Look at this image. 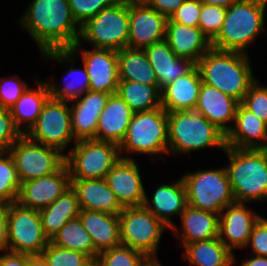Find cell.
Returning a JSON list of instances; mask_svg holds the SVG:
<instances>
[{
    "instance_id": "cell-1",
    "label": "cell",
    "mask_w": 267,
    "mask_h": 266,
    "mask_svg": "<svg viewBox=\"0 0 267 266\" xmlns=\"http://www.w3.org/2000/svg\"><path fill=\"white\" fill-rule=\"evenodd\" d=\"M17 22L40 52L70 49L80 35V26L72 16L68 0H32Z\"/></svg>"
},
{
    "instance_id": "cell-2",
    "label": "cell",
    "mask_w": 267,
    "mask_h": 266,
    "mask_svg": "<svg viewBox=\"0 0 267 266\" xmlns=\"http://www.w3.org/2000/svg\"><path fill=\"white\" fill-rule=\"evenodd\" d=\"M249 59L246 53L211 48L196 63V67L202 83L241 102L257 80Z\"/></svg>"
},
{
    "instance_id": "cell-3",
    "label": "cell",
    "mask_w": 267,
    "mask_h": 266,
    "mask_svg": "<svg viewBox=\"0 0 267 266\" xmlns=\"http://www.w3.org/2000/svg\"><path fill=\"white\" fill-rule=\"evenodd\" d=\"M267 0H240L229 8L212 48L248 54V47L265 32Z\"/></svg>"
},
{
    "instance_id": "cell-4",
    "label": "cell",
    "mask_w": 267,
    "mask_h": 266,
    "mask_svg": "<svg viewBox=\"0 0 267 266\" xmlns=\"http://www.w3.org/2000/svg\"><path fill=\"white\" fill-rule=\"evenodd\" d=\"M226 171L235 202L267 201V149L227 147Z\"/></svg>"
},
{
    "instance_id": "cell-5",
    "label": "cell",
    "mask_w": 267,
    "mask_h": 266,
    "mask_svg": "<svg viewBox=\"0 0 267 266\" xmlns=\"http://www.w3.org/2000/svg\"><path fill=\"white\" fill-rule=\"evenodd\" d=\"M168 154H189L206 148H226V135L195 110L167 112Z\"/></svg>"
},
{
    "instance_id": "cell-6",
    "label": "cell",
    "mask_w": 267,
    "mask_h": 266,
    "mask_svg": "<svg viewBox=\"0 0 267 266\" xmlns=\"http://www.w3.org/2000/svg\"><path fill=\"white\" fill-rule=\"evenodd\" d=\"M167 128V111L162 107L134 113L126 135L118 145L120 157L134 159L131 155L133 153V155L146 154L150 158L157 155L161 158L165 153L168 154ZM128 153L129 156H126Z\"/></svg>"
},
{
    "instance_id": "cell-7",
    "label": "cell",
    "mask_w": 267,
    "mask_h": 266,
    "mask_svg": "<svg viewBox=\"0 0 267 266\" xmlns=\"http://www.w3.org/2000/svg\"><path fill=\"white\" fill-rule=\"evenodd\" d=\"M129 3L117 0L80 26L77 43L118 52L128 47Z\"/></svg>"
},
{
    "instance_id": "cell-8",
    "label": "cell",
    "mask_w": 267,
    "mask_h": 266,
    "mask_svg": "<svg viewBox=\"0 0 267 266\" xmlns=\"http://www.w3.org/2000/svg\"><path fill=\"white\" fill-rule=\"evenodd\" d=\"M187 205L216 214L235 202L226 168L187 172L181 176Z\"/></svg>"
},
{
    "instance_id": "cell-9",
    "label": "cell",
    "mask_w": 267,
    "mask_h": 266,
    "mask_svg": "<svg viewBox=\"0 0 267 266\" xmlns=\"http://www.w3.org/2000/svg\"><path fill=\"white\" fill-rule=\"evenodd\" d=\"M65 154L70 179H105L121 158L119 146L109 141L78 140Z\"/></svg>"
},
{
    "instance_id": "cell-10",
    "label": "cell",
    "mask_w": 267,
    "mask_h": 266,
    "mask_svg": "<svg viewBox=\"0 0 267 266\" xmlns=\"http://www.w3.org/2000/svg\"><path fill=\"white\" fill-rule=\"evenodd\" d=\"M119 224L121 245L138 250L148 258L157 257L163 233L170 229L143 205L123 207Z\"/></svg>"
},
{
    "instance_id": "cell-11",
    "label": "cell",
    "mask_w": 267,
    "mask_h": 266,
    "mask_svg": "<svg viewBox=\"0 0 267 266\" xmlns=\"http://www.w3.org/2000/svg\"><path fill=\"white\" fill-rule=\"evenodd\" d=\"M7 211L8 251L32 256L41 255L50 240L42 228L39 210L5 205Z\"/></svg>"
},
{
    "instance_id": "cell-12",
    "label": "cell",
    "mask_w": 267,
    "mask_h": 266,
    "mask_svg": "<svg viewBox=\"0 0 267 266\" xmlns=\"http://www.w3.org/2000/svg\"><path fill=\"white\" fill-rule=\"evenodd\" d=\"M70 102L49 97L36 122L24 134L33 142L69 152L70 143L76 142L71 129Z\"/></svg>"
},
{
    "instance_id": "cell-13",
    "label": "cell",
    "mask_w": 267,
    "mask_h": 266,
    "mask_svg": "<svg viewBox=\"0 0 267 266\" xmlns=\"http://www.w3.org/2000/svg\"><path fill=\"white\" fill-rule=\"evenodd\" d=\"M8 152L14 160L21 183L50 175L65 164V154L60 150L33 142L25 135Z\"/></svg>"
},
{
    "instance_id": "cell-14",
    "label": "cell",
    "mask_w": 267,
    "mask_h": 266,
    "mask_svg": "<svg viewBox=\"0 0 267 266\" xmlns=\"http://www.w3.org/2000/svg\"><path fill=\"white\" fill-rule=\"evenodd\" d=\"M82 45L83 43H76L70 50L74 54H79L80 51L89 76L90 90L115 94L119 84L117 52L97 48L88 50L82 48Z\"/></svg>"
},
{
    "instance_id": "cell-15",
    "label": "cell",
    "mask_w": 267,
    "mask_h": 266,
    "mask_svg": "<svg viewBox=\"0 0 267 266\" xmlns=\"http://www.w3.org/2000/svg\"><path fill=\"white\" fill-rule=\"evenodd\" d=\"M167 21L145 2L129 3L128 47L145 49L165 40Z\"/></svg>"
},
{
    "instance_id": "cell-16",
    "label": "cell",
    "mask_w": 267,
    "mask_h": 266,
    "mask_svg": "<svg viewBox=\"0 0 267 266\" xmlns=\"http://www.w3.org/2000/svg\"><path fill=\"white\" fill-rule=\"evenodd\" d=\"M262 216L246 203L234 202L219 214V239L234 254V249L247 248L255 224Z\"/></svg>"
},
{
    "instance_id": "cell-17",
    "label": "cell",
    "mask_w": 267,
    "mask_h": 266,
    "mask_svg": "<svg viewBox=\"0 0 267 266\" xmlns=\"http://www.w3.org/2000/svg\"><path fill=\"white\" fill-rule=\"evenodd\" d=\"M71 186L66 163L56 172L22 182L17 203L20 206L41 210L57 200Z\"/></svg>"
},
{
    "instance_id": "cell-18",
    "label": "cell",
    "mask_w": 267,
    "mask_h": 266,
    "mask_svg": "<svg viewBox=\"0 0 267 266\" xmlns=\"http://www.w3.org/2000/svg\"><path fill=\"white\" fill-rule=\"evenodd\" d=\"M105 180L122 207L143 205L146 190L135 159L120 158Z\"/></svg>"
},
{
    "instance_id": "cell-19",
    "label": "cell",
    "mask_w": 267,
    "mask_h": 266,
    "mask_svg": "<svg viewBox=\"0 0 267 266\" xmlns=\"http://www.w3.org/2000/svg\"><path fill=\"white\" fill-rule=\"evenodd\" d=\"M40 53L42 57L47 60H53L60 64L64 62L69 66L66 76L70 79L65 76L64 83H62L63 86H58L50 80L45 82L51 98L70 102L90 90L87 69L84 64L82 65V69L74 68L75 66L73 64L76 63V54L70 49H53Z\"/></svg>"
},
{
    "instance_id": "cell-20",
    "label": "cell",
    "mask_w": 267,
    "mask_h": 266,
    "mask_svg": "<svg viewBox=\"0 0 267 266\" xmlns=\"http://www.w3.org/2000/svg\"><path fill=\"white\" fill-rule=\"evenodd\" d=\"M110 94L98 91L84 93L70 101L71 129L76 141L95 139L98 118L104 109Z\"/></svg>"
},
{
    "instance_id": "cell-21",
    "label": "cell",
    "mask_w": 267,
    "mask_h": 266,
    "mask_svg": "<svg viewBox=\"0 0 267 266\" xmlns=\"http://www.w3.org/2000/svg\"><path fill=\"white\" fill-rule=\"evenodd\" d=\"M239 103L217 88L202 83L194 110L227 135L233 127Z\"/></svg>"
},
{
    "instance_id": "cell-22",
    "label": "cell",
    "mask_w": 267,
    "mask_h": 266,
    "mask_svg": "<svg viewBox=\"0 0 267 266\" xmlns=\"http://www.w3.org/2000/svg\"><path fill=\"white\" fill-rule=\"evenodd\" d=\"M226 146L238 149H267V123L239 103L234 125L226 135Z\"/></svg>"
},
{
    "instance_id": "cell-23",
    "label": "cell",
    "mask_w": 267,
    "mask_h": 266,
    "mask_svg": "<svg viewBox=\"0 0 267 266\" xmlns=\"http://www.w3.org/2000/svg\"><path fill=\"white\" fill-rule=\"evenodd\" d=\"M152 194L149 199L145 193L143 206L171 229L175 223L170 217L181 216L187 206L186 189L182 178L170 184L158 185Z\"/></svg>"
},
{
    "instance_id": "cell-24",
    "label": "cell",
    "mask_w": 267,
    "mask_h": 266,
    "mask_svg": "<svg viewBox=\"0 0 267 266\" xmlns=\"http://www.w3.org/2000/svg\"><path fill=\"white\" fill-rule=\"evenodd\" d=\"M165 41L179 58L191 60L195 64L212 48L211 41L199 27L182 25L169 18Z\"/></svg>"
},
{
    "instance_id": "cell-25",
    "label": "cell",
    "mask_w": 267,
    "mask_h": 266,
    "mask_svg": "<svg viewBox=\"0 0 267 266\" xmlns=\"http://www.w3.org/2000/svg\"><path fill=\"white\" fill-rule=\"evenodd\" d=\"M80 209L119 215L123 207L105 179H70Z\"/></svg>"
},
{
    "instance_id": "cell-26",
    "label": "cell",
    "mask_w": 267,
    "mask_h": 266,
    "mask_svg": "<svg viewBox=\"0 0 267 266\" xmlns=\"http://www.w3.org/2000/svg\"><path fill=\"white\" fill-rule=\"evenodd\" d=\"M181 232L176 224L171 228L175 237L180 239L182 246L194 242L218 237L219 215L210 211L193 208L189 205L180 216ZM179 229V230H178Z\"/></svg>"
},
{
    "instance_id": "cell-27",
    "label": "cell",
    "mask_w": 267,
    "mask_h": 266,
    "mask_svg": "<svg viewBox=\"0 0 267 266\" xmlns=\"http://www.w3.org/2000/svg\"><path fill=\"white\" fill-rule=\"evenodd\" d=\"M133 114L134 112L117 93L110 95L98 118L96 140L119 145L126 135Z\"/></svg>"
},
{
    "instance_id": "cell-28",
    "label": "cell",
    "mask_w": 267,
    "mask_h": 266,
    "mask_svg": "<svg viewBox=\"0 0 267 266\" xmlns=\"http://www.w3.org/2000/svg\"><path fill=\"white\" fill-rule=\"evenodd\" d=\"M202 84L196 65L185 75L161 89L162 108L167 112L194 110Z\"/></svg>"
},
{
    "instance_id": "cell-29",
    "label": "cell",
    "mask_w": 267,
    "mask_h": 266,
    "mask_svg": "<svg viewBox=\"0 0 267 266\" xmlns=\"http://www.w3.org/2000/svg\"><path fill=\"white\" fill-rule=\"evenodd\" d=\"M144 50L161 89L187 74L196 65L191 60L179 58L165 40L152 44Z\"/></svg>"
},
{
    "instance_id": "cell-30",
    "label": "cell",
    "mask_w": 267,
    "mask_h": 266,
    "mask_svg": "<svg viewBox=\"0 0 267 266\" xmlns=\"http://www.w3.org/2000/svg\"><path fill=\"white\" fill-rule=\"evenodd\" d=\"M78 217L98 254L121 245L119 215L80 209Z\"/></svg>"
},
{
    "instance_id": "cell-31",
    "label": "cell",
    "mask_w": 267,
    "mask_h": 266,
    "mask_svg": "<svg viewBox=\"0 0 267 266\" xmlns=\"http://www.w3.org/2000/svg\"><path fill=\"white\" fill-rule=\"evenodd\" d=\"M35 83L36 88L28 87L10 108L14 123L22 134H25L36 122L44 103L50 97L45 81L37 77Z\"/></svg>"
},
{
    "instance_id": "cell-32",
    "label": "cell",
    "mask_w": 267,
    "mask_h": 266,
    "mask_svg": "<svg viewBox=\"0 0 267 266\" xmlns=\"http://www.w3.org/2000/svg\"><path fill=\"white\" fill-rule=\"evenodd\" d=\"M183 260L193 266H234L235 255L224 245L219 237L186 244Z\"/></svg>"
},
{
    "instance_id": "cell-33",
    "label": "cell",
    "mask_w": 267,
    "mask_h": 266,
    "mask_svg": "<svg viewBox=\"0 0 267 266\" xmlns=\"http://www.w3.org/2000/svg\"><path fill=\"white\" fill-rule=\"evenodd\" d=\"M80 206L75 190L70 186L52 204L39 210L42 228L49 240L70 220L79 216Z\"/></svg>"
},
{
    "instance_id": "cell-34",
    "label": "cell",
    "mask_w": 267,
    "mask_h": 266,
    "mask_svg": "<svg viewBox=\"0 0 267 266\" xmlns=\"http://www.w3.org/2000/svg\"><path fill=\"white\" fill-rule=\"evenodd\" d=\"M118 79L158 85L154 70L144 49L125 47L117 52Z\"/></svg>"
},
{
    "instance_id": "cell-35",
    "label": "cell",
    "mask_w": 267,
    "mask_h": 266,
    "mask_svg": "<svg viewBox=\"0 0 267 266\" xmlns=\"http://www.w3.org/2000/svg\"><path fill=\"white\" fill-rule=\"evenodd\" d=\"M134 112L152 111L162 107L159 85H145L136 81L119 80L116 92Z\"/></svg>"
},
{
    "instance_id": "cell-36",
    "label": "cell",
    "mask_w": 267,
    "mask_h": 266,
    "mask_svg": "<svg viewBox=\"0 0 267 266\" xmlns=\"http://www.w3.org/2000/svg\"><path fill=\"white\" fill-rule=\"evenodd\" d=\"M50 242L61 248L80 251L90 258L98 257L91 235L84 228L79 217L65 223Z\"/></svg>"
},
{
    "instance_id": "cell-37",
    "label": "cell",
    "mask_w": 267,
    "mask_h": 266,
    "mask_svg": "<svg viewBox=\"0 0 267 266\" xmlns=\"http://www.w3.org/2000/svg\"><path fill=\"white\" fill-rule=\"evenodd\" d=\"M20 185L12 156L8 151H0V205L15 203Z\"/></svg>"
},
{
    "instance_id": "cell-38",
    "label": "cell",
    "mask_w": 267,
    "mask_h": 266,
    "mask_svg": "<svg viewBox=\"0 0 267 266\" xmlns=\"http://www.w3.org/2000/svg\"><path fill=\"white\" fill-rule=\"evenodd\" d=\"M97 259L100 266H142L148 257L138 250L120 245L102 251Z\"/></svg>"
},
{
    "instance_id": "cell-39",
    "label": "cell",
    "mask_w": 267,
    "mask_h": 266,
    "mask_svg": "<svg viewBox=\"0 0 267 266\" xmlns=\"http://www.w3.org/2000/svg\"><path fill=\"white\" fill-rule=\"evenodd\" d=\"M41 256L49 266H83L91 259L80 251L61 248L51 242L43 250Z\"/></svg>"
},
{
    "instance_id": "cell-40",
    "label": "cell",
    "mask_w": 267,
    "mask_h": 266,
    "mask_svg": "<svg viewBox=\"0 0 267 266\" xmlns=\"http://www.w3.org/2000/svg\"><path fill=\"white\" fill-rule=\"evenodd\" d=\"M227 8L202 4L198 27L212 41L220 32L225 20Z\"/></svg>"
},
{
    "instance_id": "cell-41",
    "label": "cell",
    "mask_w": 267,
    "mask_h": 266,
    "mask_svg": "<svg viewBox=\"0 0 267 266\" xmlns=\"http://www.w3.org/2000/svg\"><path fill=\"white\" fill-rule=\"evenodd\" d=\"M258 79L249 87L245 97L240 102L246 109L267 123V86Z\"/></svg>"
},
{
    "instance_id": "cell-42",
    "label": "cell",
    "mask_w": 267,
    "mask_h": 266,
    "mask_svg": "<svg viewBox=\"0 0 267 266\" xmlns=\"http://www.w3.org/2000/svg\"><path fill=\"white\" fill-rule=\"evenodd\" d=\"M74 20L82 26L102 9L114 4L117 0H68Z\"/></svg>"
},
{
    "instance_id": "cell-43",
    "label": "cell",
    "mask_w": 267,
    "mask_h": 266,
    "mask_svg": "<svg viewBox=\"0 0 267 266\" xmlns=\"http://www.w3.org/2000/svg\"><path fill=\"white\" fill-rule=\"evenodd\" d=\"M29 85L13 74L11 77H0V107L10 109Z\"/></svg>"
},
{
    "instance_id": "cell-44",
    "label": "cell",
    "mask_w": 267,
    "mask_h": 266,
    "mask_svg": "<svg viewBox=\"0 0 267 266\" xmlns=\"http://www.w3.org/2000/svg\"><path fill=\"white\" fill-rule=\"evenodd\" d=\"M23 135L16 127L10 109L0 107V151H8Z\"/></svg>"
},
{
    "instance_id": "cell-45",
    "label": "cell",
    "mask_w": 267,
    "mask_h": 266,
    "mask_svg": "<svg viewBox=\"0 0 267 266\" xmlns=\"http://www.w3.org/2000/svg\"><path fill=\"white\" fill-rule=\"evenodd\" d=\"M201 10L202 3L199 0H184L169 19L182 25L198 27Z\"/></svg>"
},
{
    "instance_id": "cell-46",
    "label": "cell",
    "mask_w": 267,
    "mask_h": 266,
    "mask_svg": "<svg viewBox=\"0 0 267 266\" xmlns=\"http://www.w3.org/2000/svg\"><path fill=\"white\" fill-rule=\"evenodd\" d=\"M251 245L252 251L257 256L267 257V218L262 216L255 224L250 235L247 247Z\"/></svg>"
},
{
    "instance_id": "cell-47",
    "label": "cell",
    "mask_w": 267,
    "mask_h": 266,
    "mask_svg": "<svg viewBox=\"0 0 267 266\" xmlns=\"http://www.w3.org/2000/svg\"><path fill=\"white\" fill-rule=\"evenodd\" d=\"M184 0H146V4L167 18L182 5Z\"/></svg>"
},
{
    "instance_id": "cell-48",
    "label": "cell",
    "mask_w": 267,
    "mask_h": 266,
    "mask_svg": "<svg viewBox=\"0 0 267 266\" xmlns=\"http://www.w3.org/2000/svg\"><path fill=\"white\" fill-rule=\"evenodd\" d=\"M30 255L13 252L0 254V266H29Z\"/></svg>"
},
{
    "instance_id": "cell-49",
    "label": "cell",
    "mask_w": 267,
    "mask_h": 266,
    "mask_svg": "<svg viewBox=\"0 0 267 266\" xmlns=\"http://www.w3.org/2000/svg\"><path fill=\"white\" fill-rule=\"evenodd\" d=\"M8 227H7V211L5 205H0V251L2 253L8 251Z\"/></svg>"
},
{
    "instance_id": "cell-50",
    "label": "cell",
    "mask_w": 267,
    "mask_h": 266,
    "mask_svg": "<svg viewBox=\"0 0 267 266\" xmlns=\"http://www.w3.org/2000/svg\"><path fill=\"white\" fill-rule=\"evenodd\" d=\"M239 264L240 266H267V257L252 254L250 258L242 260Z\"/></svg>"
},
{
    "instance_id": "cell-51",
    "label": "cell",
    "mask_w": 267,
    "mask_h": 266,
    "mask_svg": "<svg viewBox=\"0 0 267 266\" xmlns=\"http://www.w3.org/2000/svg\"><path fill=\"white\" fill-rule=\"evenodd\" d=\"M199 1L202 4L216 5L224 8H229L231 5H233L236 2H239L240 0H199Z\"/></svg>"
},
{
    "instance_id": "cell-52",
    "label": "cell",
    "mask_w": 267,
    "mask_h": 266,
    "mask_svg": "<svg viewBox=\"0 0 267 266\" xmlns=\"http://www.w3.org/2000/svg\"><path fill=\"white\" fill-rule=\"evenodd\" d=\"M29 266H49L41 255H30Z\"/></svg>"
},
{
    "instance_id": "cell-53",
    "label": "cell",
    "mask_w": 267,
    "mask_h": 266,
    "mask_svg": "<svg viewBox=\"0 0 267 266\" xmlns=\"http://www.w3.org/2000/svg\"><path fill=\"white\" fill-rule=\"evenodd\" d=\"M142 266H163L157 257L148 258Z\"/></svg>"
},
{
    "instance_id": "cell-54",
    "label": "cell",
    "mask_w": 267,
    "mask_h": 266,
    "mask_svg": "<svg viewBox=\"0 0 267 266\" xmlns=\"http://www.w3.org/2000/svg\"><path fill=\"white\" fill-rule=\"evenodd\" d=\"M83 266H100L97 258H91L86 264Z\"/></svg>"
},
{
    "instance_id": "cell-55",
    "label": "cell",
    "mask_w": 267,
    "mask_h": 266,
    "mask_svg": "<svg viewBox=\"0 0 267 266\" xmlns=\"http://www.w3.org/2000/svg\"><path fill=\"white\" fill-rule=\"evenodd\" d=\"M124 2L127 3H142V2H146V0H122Z\"/></svg>"
}]
</instances>
